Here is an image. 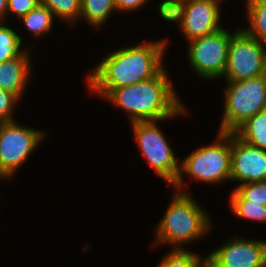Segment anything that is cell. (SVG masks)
Instances as JSON below:
<instances>
[{"label":"cell","mask_w":266,"mask_h":267,"mask_svg":"<svg viewBox=\"0 0 266 267\" xmlns=\"http://www.w3.org/2000/svg\"><path fill=\"white\" fill-rule=\"evenodd\" d=\"M54 15L48 7L43 6L41 3L25 16L21 17L20 20L25 25L34 37H41L46 35L51 29L54 20Z\"/></svg>","instance_id":"cell-17"},{"label":"cell","mask_w":266,"mask_h":267,"mask_svg":"<svg viewBox=\"0 0 266 267\" xmlns=\"http://www.w3.org/2000/svg\"><path fill=\"white\" fill-rule=\"evenodd\" d=\"M0 22V63L21 56L26 50L21 46L23 38L16 31Z\"/></svg>","instance_id":"cell-19"},{"label":"cell","mask_w":266,"mask_h":267,"mask_svg":"<svg viewBox=\"0 0 266 267\" xmlns=\"http://www.w3.org/2000/svg\"><path fill=\"white\" fill-rule=\"evenodd\" d=\"M167 70L157 76L121 88L112 89L104 101H110L128 114L131 123L164 121L186 115L187 108L177 97Z\"/></svg>","instance_id":"cell-2"},{"label":"cell","mask_w":266,"mask_h":267,"mask_svg":"<svg viewBox=\"0 0 266 267\" xmlns=\"http://www.w3.org/2000/svg\"><path fill=\"white\" fill-rule=\"evenodd\" d=\"M233 133L242 141L266 150V110L247 119Z\"/></svg>","instance_id":"cell-14"},{"label":"cell","mask_w":266,"mask_h":267,"mask_svg":"<svg viewBox=\"0 0 266 267\" xmlns=\"http://www.w3.org/2000/svg\"><path fill=\"white\" fill-rule=\"evenodd\" d=\"M183 175L211 184L230 180L231 133L218 132L215 143L197 148L180 162V173L173 184L176 191L184 192Z\"/></svg>","instance_id":"cell-4"},{"label":"cell","mask_w":266,"mask_h":267,"mask_svg":"<svg viewBox=\"0 0 266 267\" xmlns=\"http://www.w3.org/2000/svg\"><path fill=\"white\" fill-rule=\"evenodd\" d=\"M248 28L242 30L266 46V0H246Z\"/></svg>","instance_id":"cell-15"},{"label":"cell","mask_w":266,"mask_h":267,"mask_svg":"<svg viewBox=\"0 0 266 267\" xmlns=\"http://www.w3.org/2000/svg\"><path fill=\"white\" fill-rule=\"evenodd\" d=\"M165 215L155 227V245L171 244L173 249L197 240L211 229L210 216L192 196L175 191Z\"/></svg>","instance_id":"cell-3"},{"label":"cell","mask_w":266,"mask_h":267,"mask_svg":"<svg viewBox=\"0 0 266 267\" xmlns=\"http://www.w3.org/2000/svg\"><path fill=\"white\" fill-rule=\"evenodd\" d=\"M114 11H116L115 0H81L79 19L85 18L89 26L98 28L107 22Z\"/></svg>","instance_id":"cell-16"},{"label":"cell","mask_w":266,"mask_h":267,"mask_svg":"<svg viewBox=\"0 0 266 267\" xmlns=\"http://www.w3.org/2000/svg\"><path fill=\"white\" fill-rule=\"evenodd\" d=\"M19 98L9 91L0 89V123L13 121V110Z\"/></svg>","instance_id":"cell-23"},{"label":"cell","mask_w":266,"mask_h":267,"mask_svg":"<svg viewBox=\"0 0 266 267\" xmlns=\"http://www.w3.org/2000/svg\"><path fill=\"white\" fill-rule=\"evenodd\" d=\"M244 200L266 206V181L239 184L234 189Z\"/></svg>","instance_id":"cell-22"},{"label":"cell","mask_w":266,"mask_h":267,"mask_svg":"<svg viewBox=\"0 0 266 267\" xmlns=\"http://www.w3.org/2000/svg\"><path fill=\"white\" fill-rule=\"evenodd\" d=\"M205 258L188 249H172L162 258L157 267H201Z\"/></svg>","instance_id":"cell-21"},{"label":"cell","mask_w":266,"mask_h":267,"mask_svg":"<svg viewBox=\"0 0 266 267\" xmlns=\"http://www.w3.org/2000/svg\"><path fill=\"white\" fill-rule=\"evenodd\" d=\"M230 207L235 216L259 222H266V206L244 200L234 189L230 196Z\"/></svg>","instance_id":"cell-18"},{"label":"cell","mask_w":266,"mask_h":267,"mask_svg":"<svg viewBox=\"0 0 266 267\" xmlns=\"http://www.w3.org/2000/svg\"><path fill=\"white\" fill-rule=\"evenodd\" d=\"M40 3L41 0H7V14L12 12L20 19Z\"/></svg>","instance_id":"cell-24"},{"label":"cell","mask_w":266,"mask_h":267,"mask_svg":"<svg viewBox=\"0 0 266 267\" xmlns=\"http://www.w3.org/2000/svg\"><path fill=\"white\" fill-rule=\"evenodd\" d=\"M222 0H162L158 11L167 22L179 23L189 41L223 28L220 23Z\"/></svg>","instance_id":"cell-5"},{"label":"cell","mask_w":266,"mask_h":267,"mask_svg":"<svg viewBox=\"0 0 266 267\" xmlns=\"http://www.w3.org/2000/svg\"><path fill=\"white\" fill-rule=\"evenodd\" d=\"M233 34L221 28L212 34L189 41L187 55L192 69L204 79L223 77Z\"/></svg>","instance_id":"cell-9"},{"label":"cell","mask_w":266,"mask_h":267,"mask_svg":"<svg viewBox=\"0 0 266 267\" xmlns=\"http://www.w3.org/2000/svg\"><path fill=\"white\" fill-rule=\"evenodd\" d=\"M149 0H115L117 11H133L141 8L148 3Z\"/></svg>","instance_id":"cell-25"},{"label":"cell","mask_w":266,"mask_h":267,"mask_svg":"<svg viewBox=\"0 0 266 267\" xmlns=\"http://www.w3.org/2000/svg\"><path fill=\"white\" fill-rule=\"evenodd\" d=\"M28 51L26 49L21 56L0 63V89L11 92L19 99L26 91L31 77V54Z\"/></svg>","instance_id":"cell-13"},{"label":"cell","mask_w":266,"mask_h":267,"mask_svg":"<svg viewBox=\"0 0 266 267\" xmlns=\"http://www.w3.org/2000/svg\"><path fill=\"white\" fill-rule=\"evenodd\" d=\"M263 74H266L265 45L238 28L231 38L223 77L226 81H241Z\"/></svg>","instance_id":"cell-10"},{"label":"cell","mask_w":266,"mask_h":267,"mask_svg":"<svg viewBox=\"0 0 266 267\" xmlns=\"http://www.w3.org/2000/svg\"><path fill=\"white\" fill-rule=\"evenodd\" d=\"M7 15V0H0V22H4Z\"/></svg>","instance_id":"cell-26"},{"label":"cell","mask_w":266,"mask_h":267,"mask_svg":"<svg viewBox=\"0 0 266 267\" xmlns=\"http://www.w3.org/2000/svg\"><path fill=\"white\" fill-rule=\"evenodd\" d=\"M230 181L241 184L266 181V150L242 141L231 133Z\"/></svg>","instance_id":"cell-12"},{"label":"cell","mask_w":266,"mask_h":267,"mask_svg":"<svg viewBox=\"0 0 266 267\" xmlns=\"http://www.w3.org/2000/svg\"><path fill=\"white\" fill-rule=\"evenodd\" d=\"M45 135V131L19 125L15 120L0 123V180L11 178Z\"/></svg>","instance_id":"cell-8"},{"label":"cell","mask_w":266,"mask_h":267,"mask_svg":"<svg viewBox=\"0 0 266 267\" xmlns=\"http://www.w3.org/2000/svg\"><path fill=\"white\" fill-rule=\"evenodd\" d=\"M224 112L219 132L233 133L247 119L266 110V74L226 81Z\"/></svg>","instance_id":"cell-6"},{"label":"cell","mask_w":266,"mask_h":267,"mask_svg":"<svg viewBox=\"0 0 266 267\" xmlns=\"http://www.w3.org/2000/svg\"><path fill=\"white\" fill-rule=\"evenodd\" d=\"M156 123L157 121L131 123L134 138L149 166L169 186H173L180 173V160Z\"/></svg>","instance_id":"cell-7"},{"label":"cell","mask_w":266,"mask_h":267,"mask_svg":"<svg viewBox=\"0 0 266 267\" xmlns=\"http://www.w3.org/2000/svg\"><path fill=\"white\" fill-rule=\"evenodd\" d=\"M167 39L144 42L110 52L87 76L92 93L104 98L112 89L129 86L157 76L163 69Z\"/></svg>","instance_id":"cell-1"},{"label":"cell","mask_w":266,"mask_h":267,"mask_svg":"<svg viewBox=\"0 0 266 267\" xmlns=\"http://www.w3.org/2000/svg\"><path fill=\"white\" fill-rule=\"evenodd\" d=\"M41 4L48 7L53 13L54 17L61 21L74 24L79 20L81 11V0H41Z\"/></svg>","instance_id":"cell-20"},{"label":"cell","mask_w":266,"mask_h":267,"mask_svg":"<svg viewBox=\"0 0 266 267\" xmlns=\"http://www.w3.org/2000/svg\"><path fill=\"white\" fill-rule=\"evenodd\" d=\"M209 267H266V241L231 238L205 257Z\"/></svg>","instance_id":"cell-11"},{"label":"cell","mask_w":266,"mask_h":267,"mask_svg":"<svg viewBox=\"0 0 266 267\" xmlns=\"http://www.w3.org/2000/svg\"><path fill=\"white\" fill-rule=\"evenodd\" d=\"M201 267H209L206 262Z\"/></svg>","instance_id":"cell-27"}]
</instances>
